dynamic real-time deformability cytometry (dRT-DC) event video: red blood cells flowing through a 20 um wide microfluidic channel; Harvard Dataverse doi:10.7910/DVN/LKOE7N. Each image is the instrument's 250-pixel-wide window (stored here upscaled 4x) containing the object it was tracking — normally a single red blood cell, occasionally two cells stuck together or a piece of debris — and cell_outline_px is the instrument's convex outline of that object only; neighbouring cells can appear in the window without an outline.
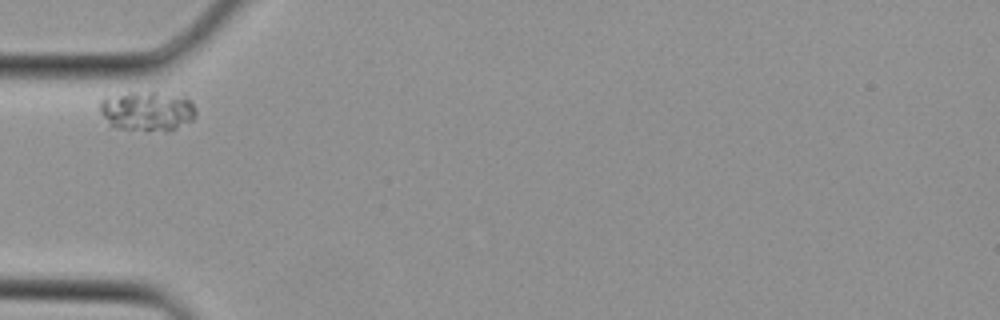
{"species": "Egyptian fruit bat (a non-hibernating species)", "species_latin": "Rousettus aegyptiacus", "temperature_condition": "cold", "stored_images_in_passage": 1, "camera_frame_rate_fps": 3000, "um_per_image_px": 0.085, "animal": {"sex": "female"}, "frame": {"image": 1, "passage_image": 1, "time_ms": 0.0, "image_size_px": [1000, 320], "cell_outline_px": [[196, 116], [192, 120], [168, 132], [148, 132], [112, 128], [108, 124], [100, 112], [100, 100], [104, 96], [128, 92], [184, 92], [192, 100], [196, 108]], "centroid_in_image_um": [12.56, 9.42], "position_along_channel_um": 72.4, "area_um2": 23.7}}